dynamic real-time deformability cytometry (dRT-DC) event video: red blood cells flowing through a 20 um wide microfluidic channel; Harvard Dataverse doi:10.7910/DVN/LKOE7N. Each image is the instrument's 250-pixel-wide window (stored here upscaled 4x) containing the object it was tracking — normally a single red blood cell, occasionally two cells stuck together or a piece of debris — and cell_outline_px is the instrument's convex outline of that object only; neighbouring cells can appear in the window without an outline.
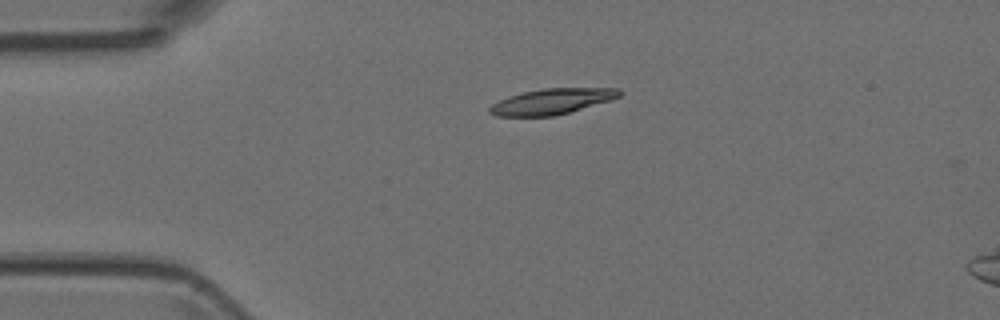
{"species": "Egyptian fruit bat (a non-hibernating species)", "species_latin": "Rousettus aegyptiacus", "temperature_condition": "room temperature", "stored_images_in_passage": 3, "camera_frame_rate_fps": 3000, "um_per_image_px": 0.085, "animal": {"sex": "female"}, "frame": {"image": 1, "passage_image": 1, "time_ms": 0.0, "image_size_px": [1000, 320], "cell_outline_px": [[624, 92], [620, 96], [608, 100], [568, 112], [552, 116], [496, 116], [488, 112], [488, 108], [492, 104], [508, 96], [524, 92], [544, 88], [620, 88]], "centroid_in_image_um": [46.88, 8.61], "position_along_channel_um": 38.1, "area_um2": 19.13}}